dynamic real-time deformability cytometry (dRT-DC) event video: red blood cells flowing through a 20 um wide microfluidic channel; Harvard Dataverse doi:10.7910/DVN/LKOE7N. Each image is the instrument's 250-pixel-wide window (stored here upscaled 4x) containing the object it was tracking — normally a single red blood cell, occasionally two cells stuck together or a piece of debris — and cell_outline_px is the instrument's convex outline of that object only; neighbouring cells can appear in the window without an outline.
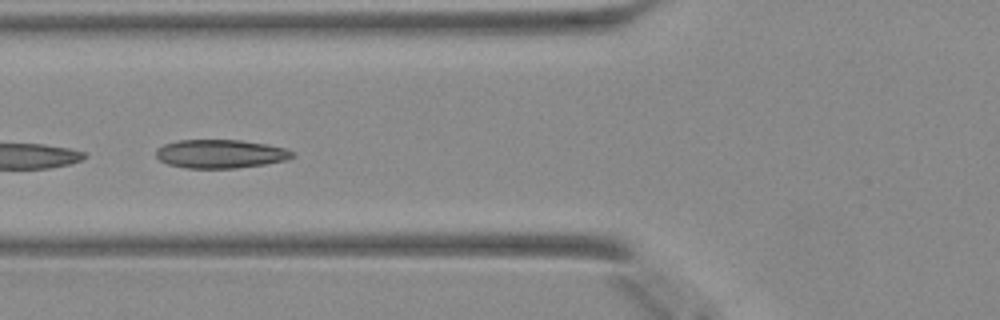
{"species": "Egyptian fruit bat (a non-hibernating species)", "species_latin": "Rousettus aegyptiacus", "temperature_condition": "warm", "stored_images_in_passage": 25, "camera_frame_rate_fps": 3000, "um_per_image_px": 0.085, "animal": {"sex": "female"}, "frame": {"image": 1, "passage_image": 11, "time_ms": 3.333, "image_size_px": [1000, 320], "cell_outline_px": [[296, 156], [288, 160], [264, 164], [236, 168], [188, 168], [168, 164], [160, 160], [156, 156], [156, 148], [164, 144], [176, 140], [240, 140], [268, 144], [284, 148], [296, 152]], "centroid_in_image_um": [18.77, 13.07], "position_along_channel_um": 107.0, "area_um2": 22.89}}